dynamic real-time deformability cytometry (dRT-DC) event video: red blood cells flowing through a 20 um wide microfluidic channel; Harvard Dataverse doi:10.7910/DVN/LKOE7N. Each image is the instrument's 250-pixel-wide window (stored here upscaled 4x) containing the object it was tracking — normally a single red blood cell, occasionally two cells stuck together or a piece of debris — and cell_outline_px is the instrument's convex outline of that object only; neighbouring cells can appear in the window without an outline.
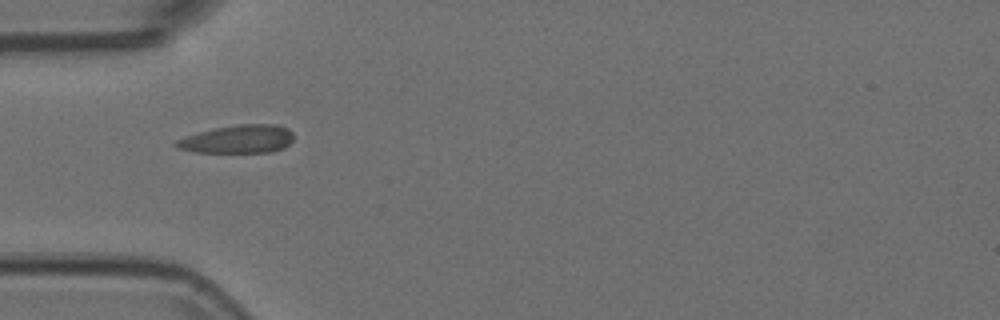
{"species": "Egyptian fruit bat (a non-hibernating species)", "species_latin": "Rousettus aegyptiacus", "temperature_condition": "room temperature", "stored_images_in_passage": 39, "camera_frame_rate_fps": 3000, "um_per_image_px": 0.085, "animal": {"sex": "female"}, "frame": {"image": 1, "passage_image": 1, "time_ms": 0.0, "image_size_px": [1000, 320], "cell_outline_px": [[292, 140], [284, 148], [272, 152], [196, 152], [180, 148], [172, 144], [176, 140], [212, 128], [240, 124], [276, 124], [288, 128], [292, 132]], "centroid_in_image_um": [20.25, 11.82], "position_along_channel_um": 64.8, "area_um2": 19.19}}
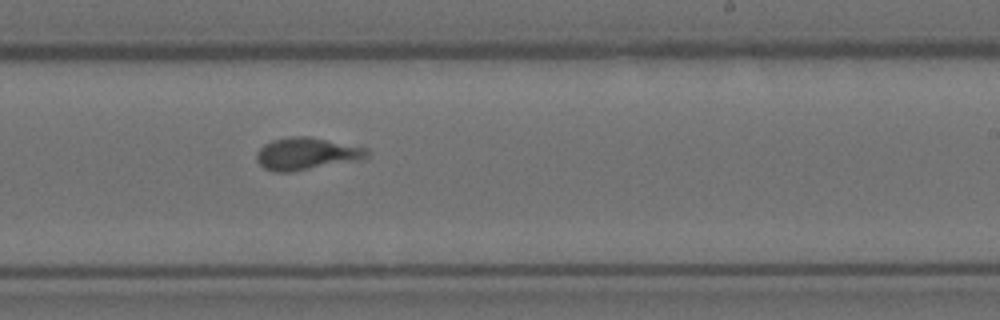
{"frame": {"image": 2, "passage_image": 17, "time_ms": 5.333, "image_size_px": [1000, 320], "cell_outline_px": [[368, 156], [360, 160], [292, 172], [272, 172], [264, 168], [256, 160], [256, 152], [264, 144], [272, 140], [292, 136], [308, 136], [368, 148]], "centroid_in_image_um": [26.03, 13.07], "position_along_channel_um": 263.0, "area_um2": 20.87}}
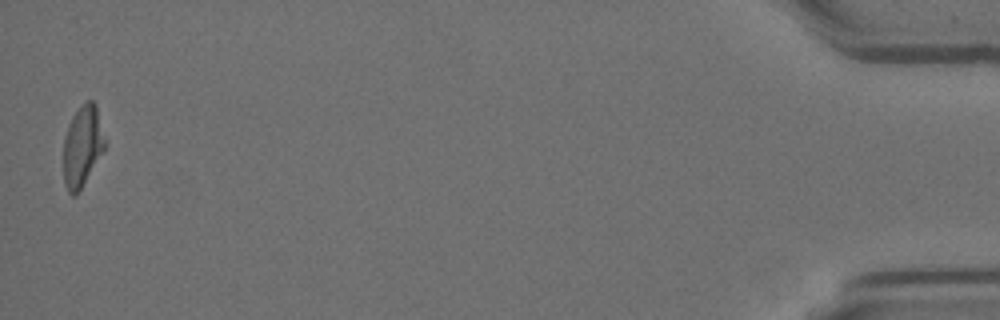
{"frame": {"image": 3, "passage_image": 38, "time_ms": 12.333, "image_size_px": [1000, 320], "cell_outline_px": [[108, 144], [76, 196], [72, 196], [68, 192], [64, 184], [64, 136], [68, 124], [72, 116], [88, 100], [92, 100], [96, 104]], "centroid_in_image_um": [7.03, 12.43], "position_along_channel_um": 428.2, "area_um2": 19.71}}